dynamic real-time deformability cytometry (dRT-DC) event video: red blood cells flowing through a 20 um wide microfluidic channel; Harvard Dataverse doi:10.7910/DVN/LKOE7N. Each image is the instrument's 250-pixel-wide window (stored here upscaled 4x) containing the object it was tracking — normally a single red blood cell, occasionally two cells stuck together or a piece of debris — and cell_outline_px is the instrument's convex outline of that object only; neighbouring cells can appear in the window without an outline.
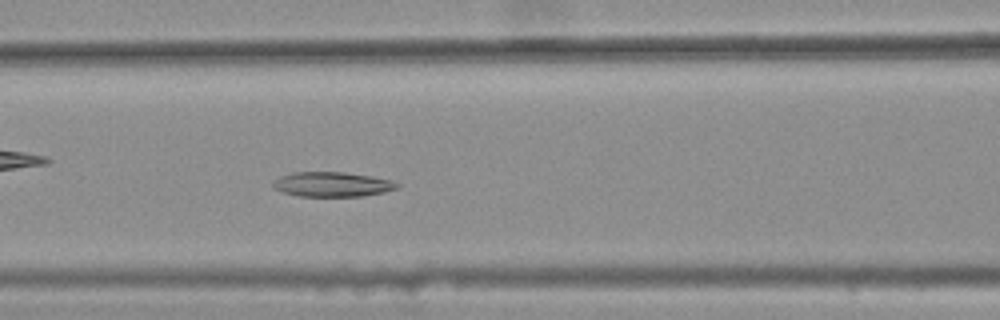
{"species": "common noctule bat (a hibernating species)", "species_latin": "Nyctalus noctula", "temperature_condition": "warm", "stored_images_in_passage": 46, "camera_frame_rate_fps": 3000, "um_per_image_px": 0.085, "animal": {"sex": "female", "body_mass_g": 25.1}, "frame": {"image": 1, "passage_image": 23, "time_ms": 7.333, "image_size_px": [1000, 320], "cell_outline_px": [[400, 184], [396, 188], [384, 192], [364, 196], [296, 196], [284, 192], [276, 188], [272, 184], [272, 180], [280, 176], [292, 172], [344, 172], [368, 176], [388, 180]], "centroid_in_image_um": [28.18, 15.67], "position_along_channel_um": 138.4, "area_um2": 17.69}}
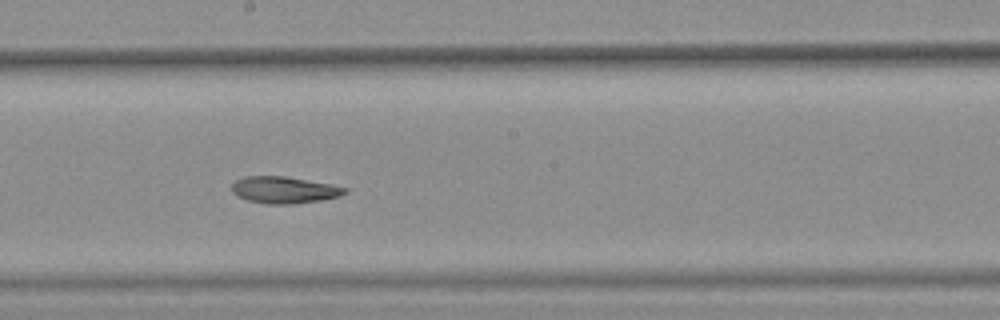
{"frame": {"image": 2, "passage_image": 30, "time_ms": 9.667, "image_size_px": [1000, 320], "cell_outline_px": [[348, 192], [340, 196], [320, 200], [292, 204], [268, 204], [248, 200], [236, 196], [232, 192], [232, 184], [236, 180], [244, 176], [284, 176], [332, 184], [348, 188]], "centroid_in_image_um": [24.16, 16.14], "position_along_channel_um": 224.0, "area_um2": 17.69}}
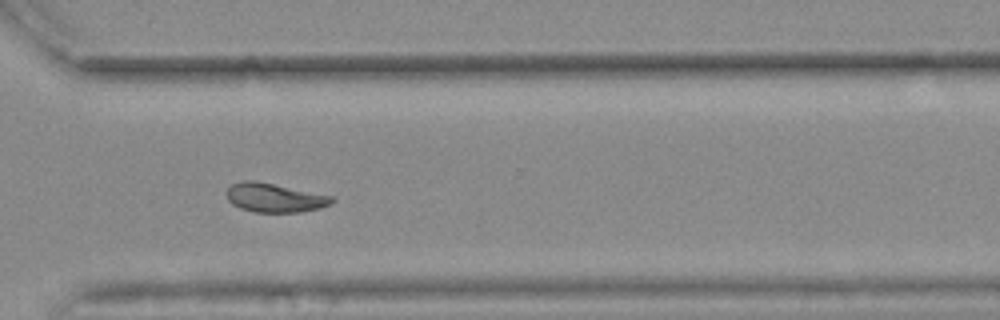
{"frame": {"image": 3, "passage_image": 40, "time_ms": 13.0, "image_size_px": [1000, 320], "cell_outline_px": [[336, 200], [332, 204], [320, 208], [300, 212], [256, 212], [240, 208], [232, 204], [228, 200], [224, 192], [232, 184], [240, 180], [256, 180], [332, 196]], "centroid_in_image_um": [23.32, 16.8], "position_along_channel_um": 347.3, "area_um2": 17.98}, "authors_computed_cell_mechanics": {"area_um2": 18.5249, "velocity_mm_per_s": 3.6799, "shape_relaxation_time_tau1_ms": null, "shape_relaxation_time_tau2_ms": 5.0198, "deformation_change_tau1": null, "deformation_change_tau2": 0.0886}}